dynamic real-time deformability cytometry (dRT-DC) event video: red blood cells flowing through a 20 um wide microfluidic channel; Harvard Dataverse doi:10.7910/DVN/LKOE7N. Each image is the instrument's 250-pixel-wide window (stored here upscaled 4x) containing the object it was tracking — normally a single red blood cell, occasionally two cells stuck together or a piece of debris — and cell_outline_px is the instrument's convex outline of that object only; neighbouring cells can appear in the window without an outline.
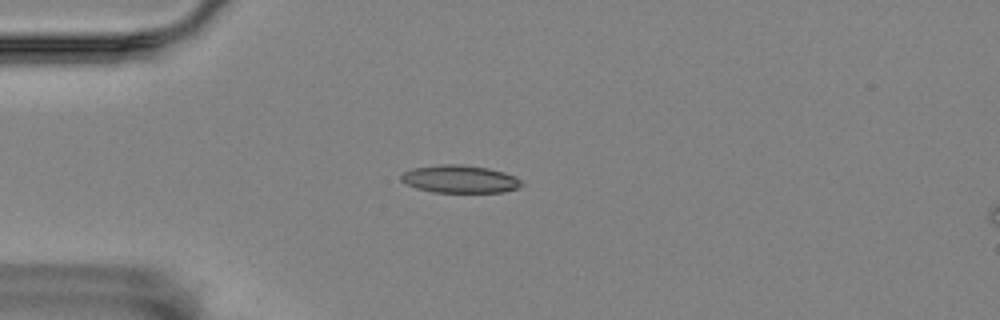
{"species": "Egyptian fruit bat (a non-hibernating species)", "species_latin": "Rousettus aegyptiacus", "temperature_condition": "room temperature", "stored_images_in_passage": 3, "camera_frame_rate_fps": 3000, "um_per_image_px": 0.085, "animal": {"sex": "female"}, "frame": {"image": 1, "passage_image": 2, "time_ms": 0.333, "image_size_px": [1000, 320], "cell_outline_px": [[524, 184], [520, 188], [504, 192], [432, 192], [416, 188], [400, 180], [400, 176], [404, 172], [412, 168], [440, 164], [460, 164], [488, 168], [504, 172], [516, 176]], "centroid_in_image_um": [39.11, 15.22], "position_along_channel_um": 45.9, "area_um2": 19.59}}